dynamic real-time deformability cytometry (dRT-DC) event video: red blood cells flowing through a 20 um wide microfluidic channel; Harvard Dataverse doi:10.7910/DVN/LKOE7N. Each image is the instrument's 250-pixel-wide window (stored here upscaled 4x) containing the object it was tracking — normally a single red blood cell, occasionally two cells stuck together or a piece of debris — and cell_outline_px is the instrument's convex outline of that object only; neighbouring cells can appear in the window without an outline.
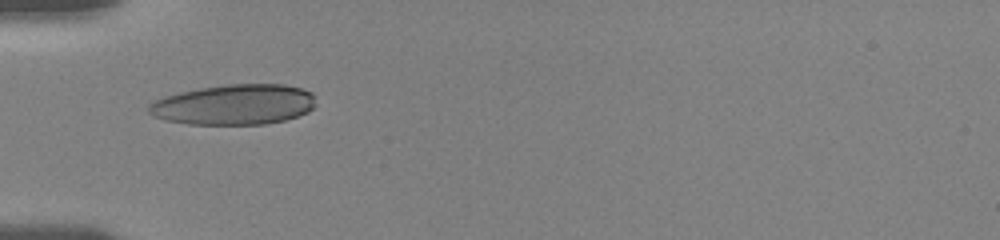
{"species": "human", "species_latin": "Homo sapiens", "temperature_condition": "room temperature", "stored_images_in_passage": 50, "camera_frame_rate_fps": 3000, "um_per_image_px": 0.085, "donor": {"sex": "female"}, "frame": {"image": 1, "passage_image": 1, "time_ms": 0.0, "image_size_px": [1000, 240], "cell_outline_px": [[316, 104], [308, 112], [284, 120], [264, 124], [188, 124], [164, 120], [152, 116], [148, 112], [148, 104], [164, 96], [180, 92], [200, 88], [228, 84], [284, 84], [300, 88], [312, 92], [316, 96]], "centroid_in_image_um": [19.9, 8.89], "position_along_channel_um": 65.1, "area_um2": 39.48}}
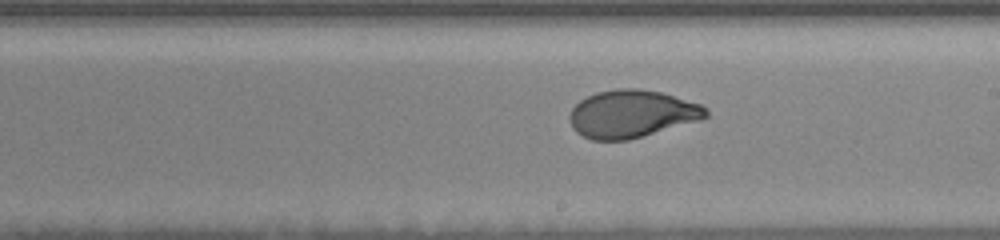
{"frame": {"image": 2, "passage_image": 30, "time_ms": 4.667, "image_size_px": [1000, 240], "cell_outline_px": [[708, 116], [700, 120], [628, 140], [592, 140], [576, 132], [572, 128], [568, 116], [572, 108], [580, 100], [596, 92], [616, 88], [636, 88], [660, 92], [700, 104], [708, 108]], "centroid_in_image_um": [53.68, 9.67], "position_along_channel_um": 235.3, "area_um2": 37.74}}
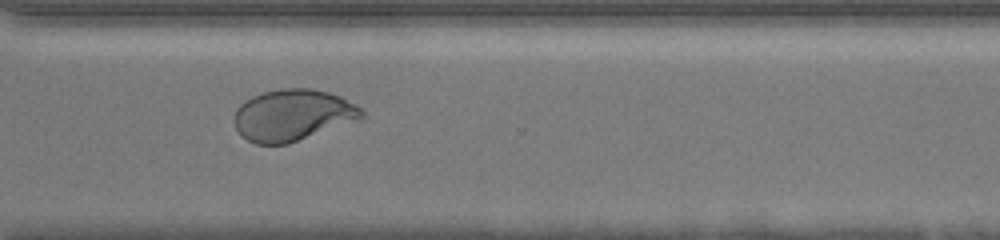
{"frame": {"image": 3, "passage_image": 49, "time_ms": 7.667, "image_size_px": [1000, 240], "cell_outline_px": [[364, 116], [360, 120], [288, 144], [256, 144], [240, 136], [236, 128], [236, 108], [244, 100], [252, 96], [264, 92], [280, 88], [312, 88], [328, 92], [340, 96], [364, 108]], "centroid_in_image_um": [24.92, 9.78], "position_along_channel_um": 345.7, "area_um2": 38.55}}